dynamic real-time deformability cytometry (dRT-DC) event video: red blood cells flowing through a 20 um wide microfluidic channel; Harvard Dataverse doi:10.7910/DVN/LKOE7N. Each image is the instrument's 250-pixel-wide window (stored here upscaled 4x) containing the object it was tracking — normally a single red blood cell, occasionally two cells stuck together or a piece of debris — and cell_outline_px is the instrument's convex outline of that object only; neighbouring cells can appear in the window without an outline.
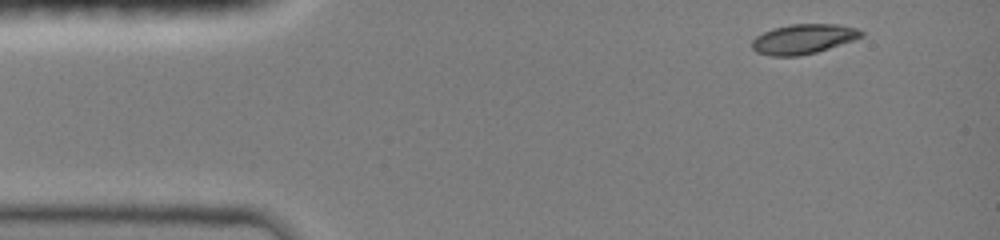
{"species": "common noctule bat (a hibernating species)", "species_latin": "Nyctalus noctula", "temperature_condition": "room temperature", "stored_images_in_passage": 12, "camera_frame_rate_fps": 3000, "um_per_image_px": 0.085, "animal": {"sex": "female", "body_mass_g": 19.0, "forearm_length_mm": 51.5}, "frame": {"image": 1, "passage_image": 1, "time_ms": 0.0, "image_size_px": [1000, 240], "cell_outline_px": [[864, 36], [816, 52], [796, 56], [772, 56], [756, 52], [752, 48], [752, 40], [756, 36], [772, 28], [792, 24], [840, 24], [856, 28], [864, 32]], "centroid_in_image_um": [68.27, 3.3], "position_along_channel_um": 16.7, "area_um2": 18.84}}
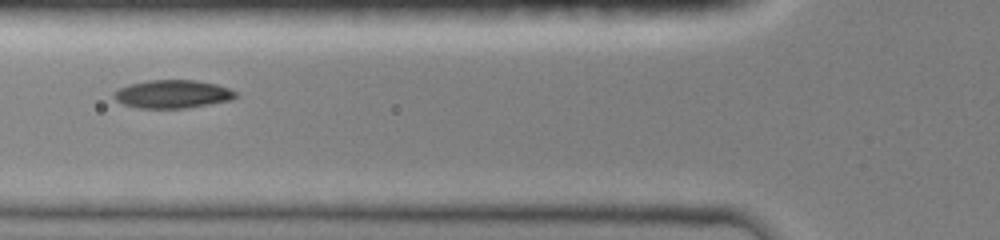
{"frame": {"image": 2, "passage_image": 9, "time_ms": 2.667, "image_size_px": [1000, 240], "cell_outline_px": [[236, 96], [232, 100], [184, 108], [136, 108], [124, 104], [116, 100], [112, 96], [120, 88], [128, 84], [148, 80], [196, 80], [216, 84], [228, 88], [236, 92]], "centroid_in_image_um": [14.66, 7.99], "position_along_channel_um": 111.1, "area_um2": 19.88}}
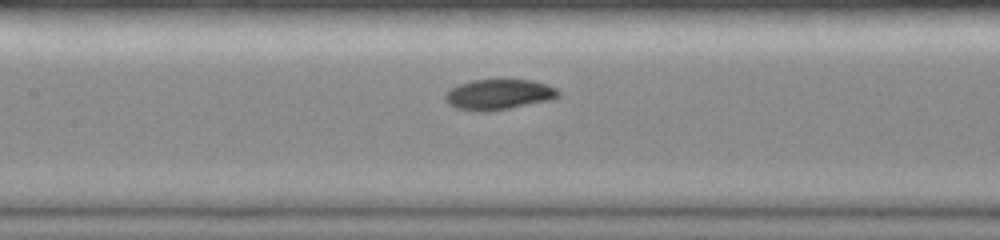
{"frame": {"image": 3, "passage_image": 12, "time_ms": 3.667, "image_size_px": [1000, 240], "cell_outline_px": [[560, 96], [552, 100], [488, 112], [476, 112], [456, 108], [448, 104], [444, 100], [444, 96], [456, 84], [468, 80], [532, 80], [548, 84], [556, 88], [560, 92]], "centroid_in_image_um": [42.39, 8.04], "position_along_channel_um": 165.0, "area_um2": 20.4}}